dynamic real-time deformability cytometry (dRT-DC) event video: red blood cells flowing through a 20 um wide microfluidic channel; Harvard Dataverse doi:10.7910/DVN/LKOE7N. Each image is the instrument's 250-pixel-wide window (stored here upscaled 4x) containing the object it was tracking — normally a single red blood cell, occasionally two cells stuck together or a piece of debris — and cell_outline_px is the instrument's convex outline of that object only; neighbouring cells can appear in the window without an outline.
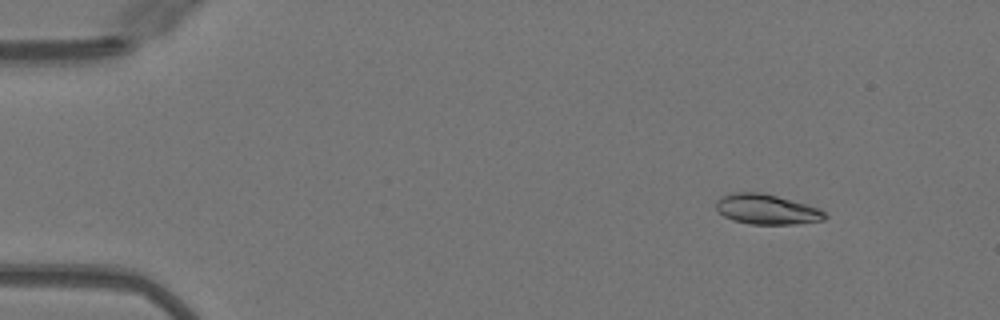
{"species": "Egyptian fruit bat (a non-hibernating species)", "species_latin": "Rousettus aegyptiacus", "temperature_condition": "warm", "stored_images_in_passage": 50, "camera_frame_rate_fps": 3000, "um_per_image_px": 0.085, "animal": {"sex": "female"}, "frame": {"image": 1, "passage_image": 6, "time_ms": 1.667, "image_size_px": [1000, 320], "cell_outline_px": [[828, 216], [824, 220], [796, 224], [752, 224], [732, 220], [724, 216], [716, 208], [716, 200], [720, 196], [732, 192], [760, 192], [808, 204], [820, 208], [828, 212]], "centroid_in_image_um": [65.2, 17.79], "position_along_channel_um": 19.8, "area_um2": 19.31}}
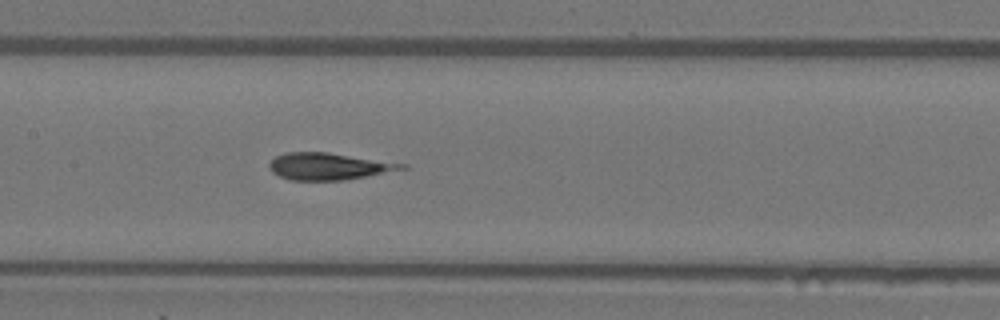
{"frame": {"image": 2, "passage_image": 25, "time_ms": 8.0, "image_size_px": [1000, 320], "cell_outline_px": [[408, 168], [368, 176], [344, 180], [292, 180], [280, 176], [272, 172], [268, 168], [268, 164], [276, 156], [284, 152], [328, 152], [408, 164]], "centroid_in_image_um": [27.94, 14.13], "position_along_channel_um": 179.5, "area_um2": 20.81}}
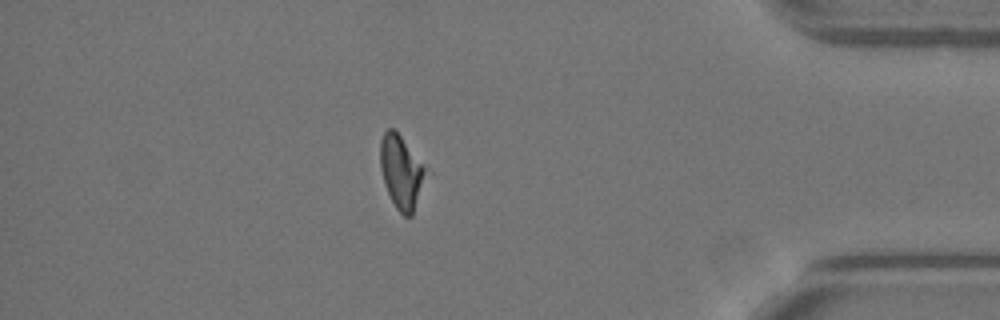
{"frame": {"image": 3, "passage_image": 44, "time_ms": 14.333, "image_size_px": [1000, 320], "cell_outline_px": [[432, 172], [412, 216], [404, 216], [396, 208], [388, 192], [380, 168], [380, 140], [384, 132], [388, 128], [392, 128], [400, 136]], "centroid_in_image_um": [34.2, 14.65], "position_along_channel_um": 401.0, "area_um2": 20.11}}